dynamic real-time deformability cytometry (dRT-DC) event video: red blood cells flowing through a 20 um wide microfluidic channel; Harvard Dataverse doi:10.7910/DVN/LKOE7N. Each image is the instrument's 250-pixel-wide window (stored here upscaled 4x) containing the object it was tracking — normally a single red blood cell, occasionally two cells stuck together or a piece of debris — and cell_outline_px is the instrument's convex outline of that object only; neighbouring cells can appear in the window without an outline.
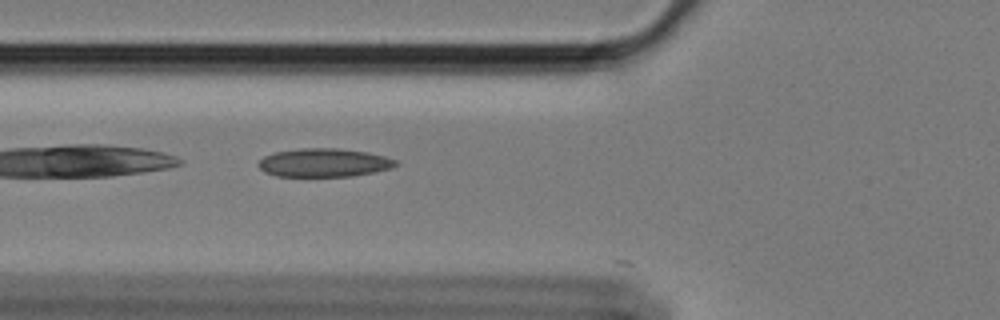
{"species": "Egyptian fruit bat (a non-hibernating species)", "species_latin": "Rousettus aegyptiacus", "temperature_condition": "cold", "stored_images_in_passage": 15, "camera_frame_rate_fps": 3000, "um_per_image_px": 0.085, "animal": {"sex": "female"}, "frame": {"image": 1, "passage_image": 7, "time_ms": 2.0, "image_size_px": [1000, 320], "cell_outline_px": [[400, 164], [392, 168], [376, 172], [352, 176], [276, 176], [264, 172], [260, 168], [260, 160], [264, 156], [276, 152], [300, 148], [336, 148], [368, 152], [384, 156], [396, 160]], "centroid_in_image_um": [27.58, 13.83], "position_along_channel_um": 98.2, "area_um2": 22.77}}
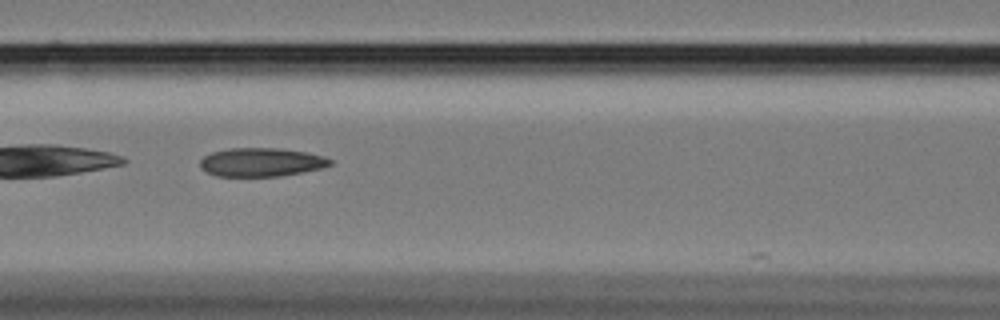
{"frame": {"image": 2, "passage_image": 11, "time_ms": 3.333, "image_size_px": [1000, 320], "cell_outline_px": [[332, 164], [320, 168], [280, 176], [216, 176], [200, 168], [200, 160], [204, 156], [212, 152], [228, 148], [280, 148], [308, 152], [324, 156], [332, 160]], "centroid_in_image_um": [22.2, 13.77], "position_along_channel_um": 144.4, "area_um2": 21.68}}